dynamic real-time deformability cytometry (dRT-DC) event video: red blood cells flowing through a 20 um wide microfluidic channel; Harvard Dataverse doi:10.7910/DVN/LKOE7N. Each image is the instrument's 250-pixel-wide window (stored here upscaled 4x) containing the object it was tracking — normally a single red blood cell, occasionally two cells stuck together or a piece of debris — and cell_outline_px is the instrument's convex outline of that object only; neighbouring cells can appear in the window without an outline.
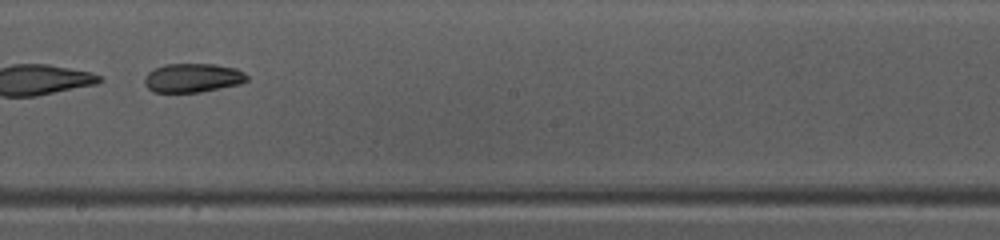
{"species": "common noctule bat (a hibernating species)", "species_latin": "Nyctalus noctula", "temperature_condition": "warm", "stored_images_in_passage": 48, "camera_frame_rate_fps": 3000, "um_per_image_px": 0.085, "animal": {"sex": "female", "body_mass_g": 10.0, "forearm_length_mm": 53.1}, "frame": {"image": 1, "passage_image": 28, "time_ms": 9.0, "image_size_px": [1000, 240], "cell_outline_px": [[248, 80], [240, 84], [200, 92], [152, 92], [144, 84], [144, 76], [148, 72], [164, 64], [216, 64], [236, 68], [244, 72], [248, 76]], "centroid_in_image_um": [16.38, 6.62], "position_along_channel_um": 231.8, "area_um2": 17.4}}